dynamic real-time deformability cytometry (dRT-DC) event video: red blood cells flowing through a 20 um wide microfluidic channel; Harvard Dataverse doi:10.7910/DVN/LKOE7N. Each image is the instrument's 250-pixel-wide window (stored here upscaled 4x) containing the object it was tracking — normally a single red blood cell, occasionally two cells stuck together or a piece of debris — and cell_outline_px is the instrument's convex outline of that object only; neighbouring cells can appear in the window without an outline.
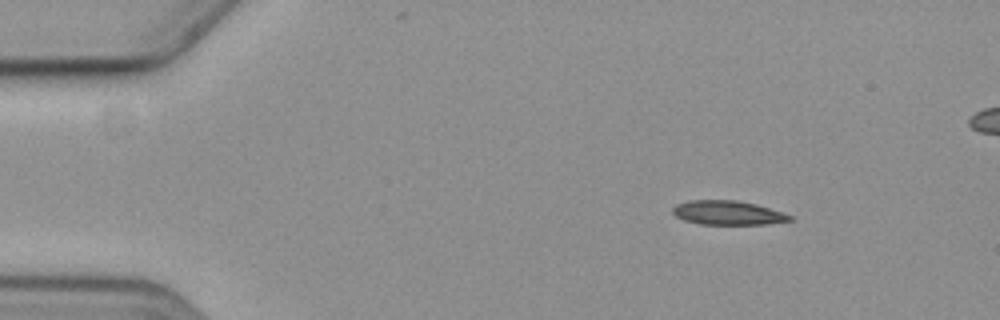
{"species": "common noctule bat (a hibernating species)", "species_latin": "Nyctalus noctula", "temperature_condition": "cold", "stored_images_in_passage": 8, "camera_frame_rate_fps": 3000, "um_per_image_px": 0.085, "animal": {"sex": "female", "body_mass_g": 19.3, "forearm_length_mm": 54.1}, "frame": {"image": 1, "passage_image": 2, "time_ms": 1.0, "image_size_px": [1000, 320], "cell_outline_px": [[792, 220], [768, 224], [700, 224], [684, 220], [676, 216], [672, 212], [672, 208], [676, 204], [688, 200], [736, 200], [756, 204], [792, 216]], "centroid_in_image_um": [61.82, 18.08], "position_along_channel_um": 23.2, "area_um2": 16.36}}
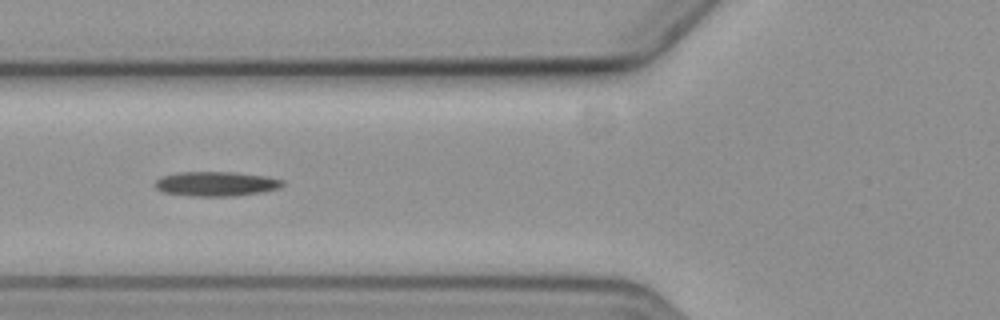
{"frame": {"image": 2, "passage_image": 6, "time_ms": 5.667, "image_size_px": [1000, 320], "cell_outline_px": [[284, 184], [280, 188], [264, 192], [236, 196], [192, 196], [164, 192], [156, 188], [156, 180], [160, 176], [180, 172], [236, 172], [264, 176], [284, 180]], "centroid_in_image_um": [18.4, 15.62], "position_along_channel_um": 107.4, "area_um2": 18.32}}
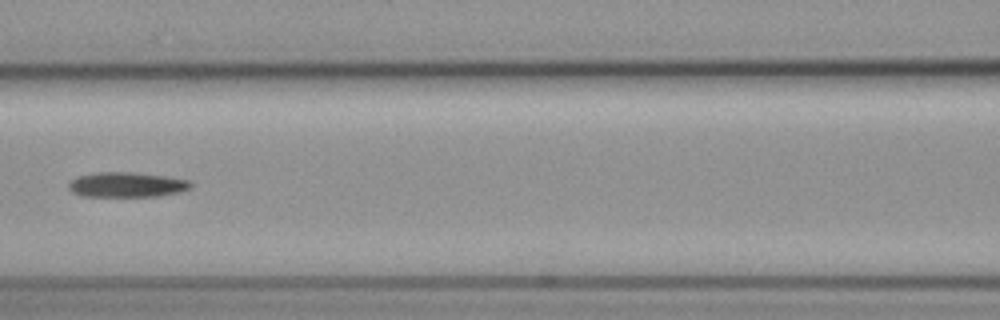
{"frame": {"image": 3, "passage_image": 7, "time_ms": 7.0, "image_size_px": [1000, 320], "cell_outline_px": [[192, 188], [180, 192], [160, 196], [80, 196], [72, 192], [68, 188], [68, 184], [76, 176], [96, 172], [132, 172], [164, 176], [188, 180], [192, 184]], "centroid_in_image_um": [10.76, 15.7], "position_along_channel_um": 155.8, "area_um2": 17.86}}